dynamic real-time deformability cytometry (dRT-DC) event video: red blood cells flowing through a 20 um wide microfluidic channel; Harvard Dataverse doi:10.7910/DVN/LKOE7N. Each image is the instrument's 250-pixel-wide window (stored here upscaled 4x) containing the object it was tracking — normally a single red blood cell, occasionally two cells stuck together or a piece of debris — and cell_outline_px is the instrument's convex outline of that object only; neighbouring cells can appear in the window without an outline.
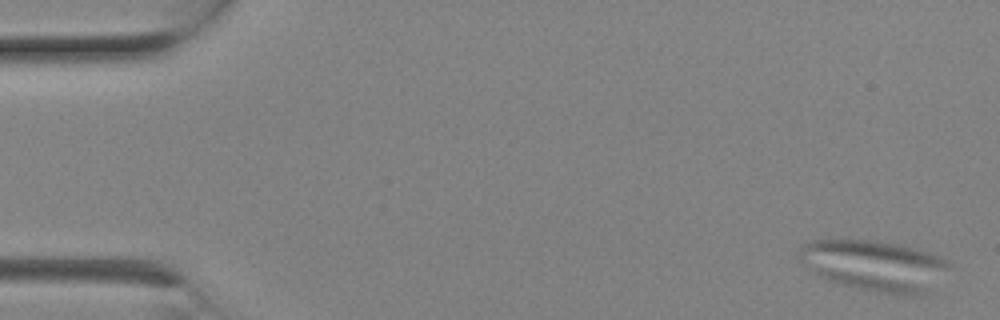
{"species": "Egyptian fruit bat (a non-hibernating species)", "species_latin": "Rousettus aegyptiacus", "temperature_condition": "room temperature", "stored_images_in_passage": 10, "camera_frame_rate_fps": 3000, "um_per_image_px": 0.085, "animal": {"sex": "female"}, "frame": {"image": 1, "passage_image": 1, "time_ms": 0.0, "image_size_px": [1000, 320], "cell_outline_px": [[952, 268], [924, 292], [912, 296], [876, 292], [840, 284], [828, 280], [820, 276], [804, 264], [800, 260], [800, 248], [804, 244], [812, 240], [872, 240], [896, 244], [912, 248], [948, 260], [952, 264]], "centroid_in_image_um": [74.33, 22.57], "position_along_channel_um": 10.7, "area_um2": 43.64}}
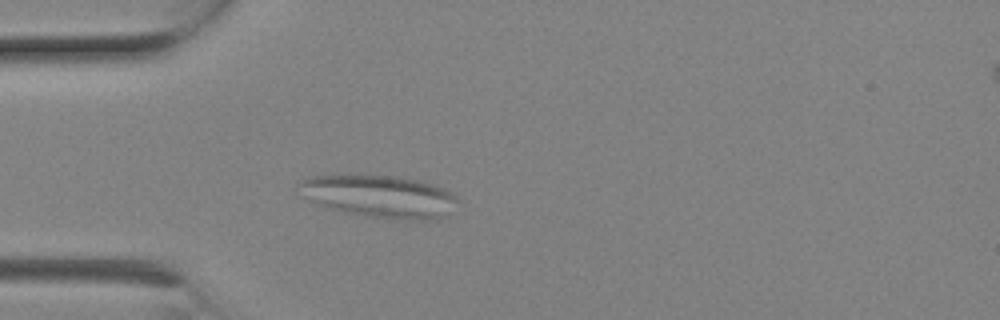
{"frame": {"image": 2, "passage_image": 6, "time_ms": 1.667, "image_size_px": [1000, 320], "cell_outline_px": [[456, 200], [444, 216], [436, 220], [404, 220], [364, 216], [324, 208], [304, 196], [296, 184], [312, 176], [396, 176], [416, 180], [432, 184], [444, 188], [452, 192], [456, 196]], "centroid_in_image_um": [32.24, 16.71], "position_along_channel_um": 52.8, "area_um2": 38.84}}